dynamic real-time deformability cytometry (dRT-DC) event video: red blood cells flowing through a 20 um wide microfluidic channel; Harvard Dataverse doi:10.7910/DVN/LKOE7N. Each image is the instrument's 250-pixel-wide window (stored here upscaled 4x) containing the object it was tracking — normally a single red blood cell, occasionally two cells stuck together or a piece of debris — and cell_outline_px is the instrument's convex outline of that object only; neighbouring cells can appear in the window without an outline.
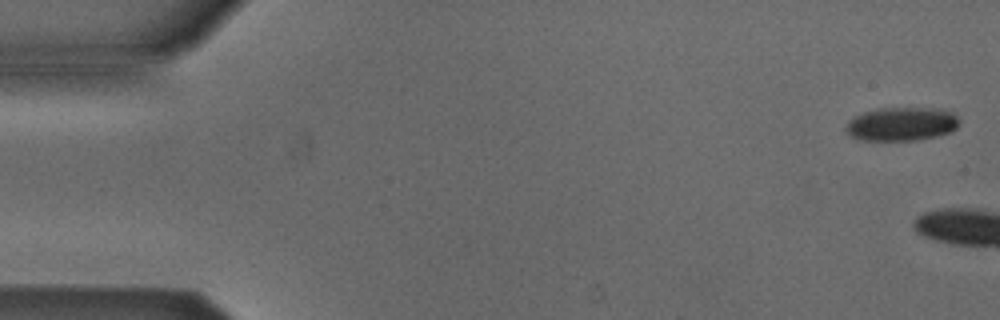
{"species": "Egyptian fruit bat (a non-hibernating species)", "species_latin": "Rousettus aegyptiacus", "temperature_condition": "cold", "stored_images_in_passage": 3, "camera_frame_rate_fps": 3000, "um_per_image_px": 0.085, "animal": {"sex": "male"}, "frame": {"image": 1, "passage_image": 1, "time_ms": 0.0, "image_size_px": [1000, 320], "cell_outline_px": [[960, 124], [952, 132], [920, 140], [864, 140], [852, 136], [844, 128], [856, 116], [864, 112], [880, 108], [932, 108], [952, 112], [960, 120]], "centroid_in_image_um": [76.7, 10.54], "position_along_channel_um": 8.3, "area_um2": 22.02}}